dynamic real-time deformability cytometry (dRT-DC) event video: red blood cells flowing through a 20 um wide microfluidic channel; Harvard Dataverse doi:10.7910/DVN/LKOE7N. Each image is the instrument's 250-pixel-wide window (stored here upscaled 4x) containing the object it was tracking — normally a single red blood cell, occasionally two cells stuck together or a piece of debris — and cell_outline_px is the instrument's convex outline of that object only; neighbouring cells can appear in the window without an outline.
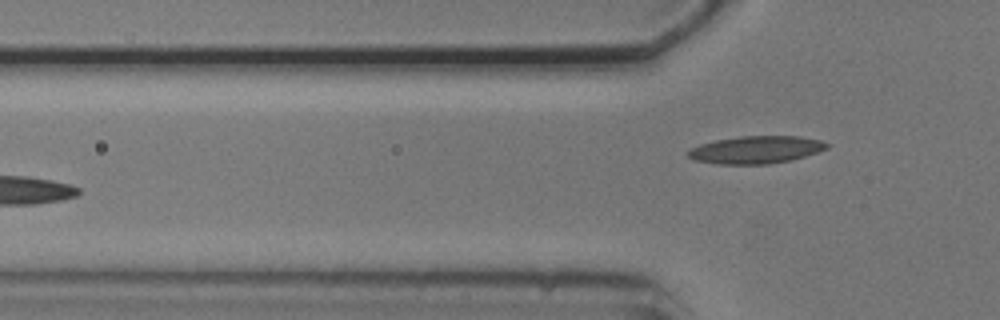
{"species": "common noctule bat (a hibernating species)", "species_latin": "Nyctalus noctula", "temperature_condition": "cold", "stored_images_in_passage": 3, "camera_frame_rate_fps": 3000, "um_per_image_px": 0.085, "animal": {"sex": "male", "body_mass_g": 20.5, "forearm_length_mm": 52.5}, "frame": {"image": 1, "passage_image": 3, "time_ms": 3.333, "image_size_px": [1000, 320], "cell_outline_px": [[832, 144], [828, 148], [792, 160], [768, 164], [716, 164], [692, 160], [684, 152], [700, 144], [716, 140], [740, 136], [800, 136], [820, 140]], "centroid_in_image_um": [64.24, 12.73], "position_along_channel_um": 61.6, "area_um2": 22.43}}